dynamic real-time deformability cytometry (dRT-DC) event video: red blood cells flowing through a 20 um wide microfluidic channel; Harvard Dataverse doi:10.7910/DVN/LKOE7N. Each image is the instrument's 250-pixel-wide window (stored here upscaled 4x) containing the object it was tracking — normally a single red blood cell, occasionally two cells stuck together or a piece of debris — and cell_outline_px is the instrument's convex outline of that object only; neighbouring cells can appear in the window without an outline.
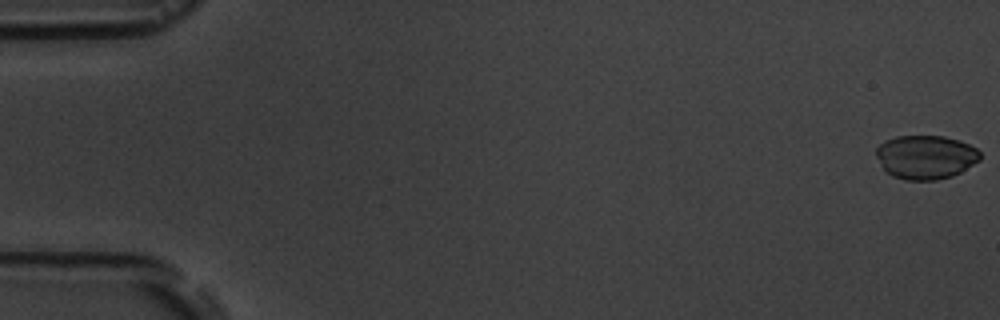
{"species": "common noctule bat (a hibernating species)", "species_latin": "Nyctalus noctula", "temperature_condition": "room temperature", "stored_images_in_passage": 7, "camera_frame_rate_fps": 3000, "um_per_image_px": 0.085, "animal": {"sex": "male", "body_mass_g": 19.5, "forearm_length_mm": 54.6}, "frame": {"image": 1, "passage_image": 1, "time_ms": 0.0, "image_size_px": [1000, 320], "cell_outline_px": [[980, 160], [960, 172], [952, 176], [936, 180], [904, 180], [892, 176], [884, 172], [876, 156], [876, 148], [884, 140], [896, 136], [944, 136], [960, 140], [976, 148], [980, 152]], "centroid_in_image_um": [78.65, 13.35], "position_along_channel_um": 6.4, "area_um2": 26.82}}
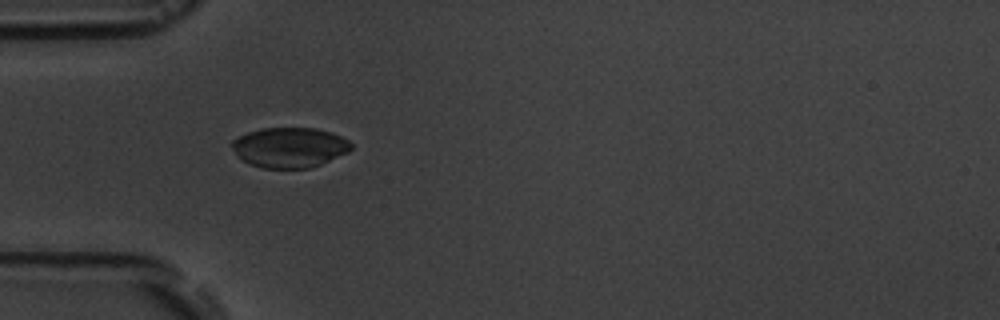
{"frame": {"image": 2, "passage_image": 6, "time_ms": 5.667, "image_size_px": [1000, 320], "cell_outline_px": [[352, 148], [348, 152], [320, 164], [308, 168], [260, 168], [248, 164], [240, 160], [236, 156], [232, 148], [232, 140], [248, 132], [260, 128], [316, 128], [332, 132], [348, 140], [352, 144]], "centroid_in_image_um": [24.58, 12.53], "position_along_channel_um": 60.4, "area_um2": 28.03}}
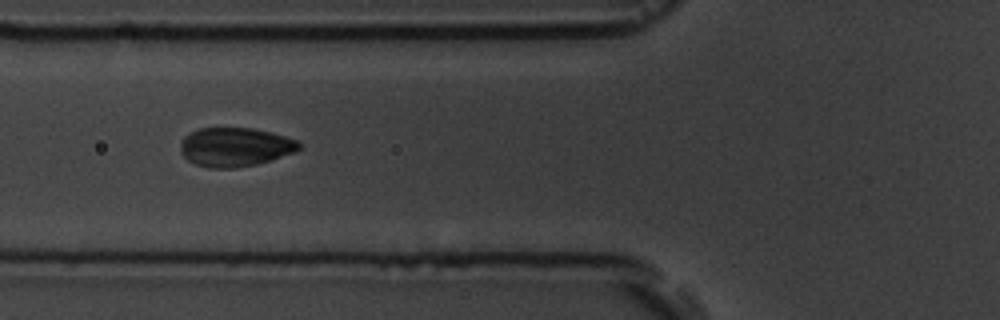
{"frame": {"image": 3, "passage_image": 7, "time_ms": 7.0, "image_size_px": [1000, 320], "cell_outline_px": [[304, 144], [300, 148], [292, 152], [272, 160], [256, 164], [236, 168], [208, 168], [196, 164], [188, 160], [180, 152], [180, 140], [188, 132], [200, 128], [252, 128], [272, 132], [300, 140]], "centroid_in_image_um": [19.98, 12.49], "position_along_channel_um": 105.8, "area_um2": 27.28}}